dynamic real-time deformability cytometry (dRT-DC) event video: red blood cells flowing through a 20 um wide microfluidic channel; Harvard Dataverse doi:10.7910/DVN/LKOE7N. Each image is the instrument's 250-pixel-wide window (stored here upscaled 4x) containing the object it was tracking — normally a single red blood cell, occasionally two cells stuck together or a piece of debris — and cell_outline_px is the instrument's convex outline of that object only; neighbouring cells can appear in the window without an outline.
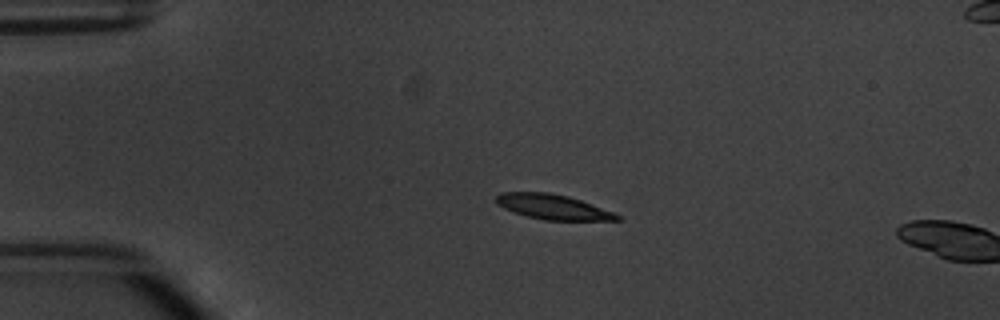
{"species": "common noctule bat (a hibernating species)", "species_latin": "Nyctalus noctula", "temperature_condition": "warm", "stored_images_in_passage": 4, "camera_frame_rate_fps": 3000, "um_per_image_px": 0.085, "animal": {"sex": "male", "body_mass_g": 20.1, "forearm_length_mm": 53.5}, "frame": {"image": 1, "passage_image": 2, "time_ms": 1.0, "image_size_px": [1000, 320], "cell_outline_px": [[624, 220], [544, 220], [528, 216], [504, 208], [496, 204], [496, 196], [500, 192], [548, 192], [568, 196], [580, 200], [612, 212], [620, 216]], "centroid_in_image_um": [46.97, 17.58], "position_along_channel_um": 38.0, "area_um2": 17.34}}